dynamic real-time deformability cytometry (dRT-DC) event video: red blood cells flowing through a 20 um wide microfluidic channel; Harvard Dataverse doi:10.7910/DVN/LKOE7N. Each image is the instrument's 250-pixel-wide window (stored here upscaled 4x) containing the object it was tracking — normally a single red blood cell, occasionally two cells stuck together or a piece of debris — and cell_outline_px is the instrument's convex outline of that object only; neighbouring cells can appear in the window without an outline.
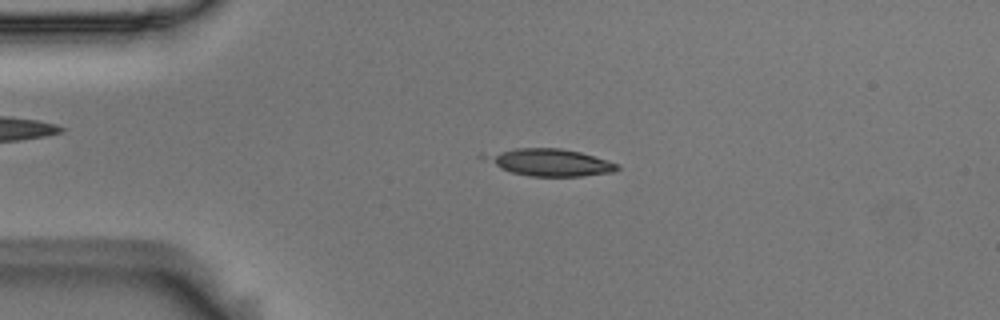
{"species": "Egyptian fruit bat (a non-hibernating species)", "species_latin": "Rousettus aegyptiacus", "temperature_condition": "room temperature", "stored_images_in_passage": 18, "camera_frame_rate_fps": 3000, "um_per_image_px": 0.085, "animal": {"sex": "male"}, "frame": {"image": 1, "passage_image": 5, "time_ms": 1.333, "image_size_px": [1000, 320], "cell_outline_px": [[620, 168], [612, 172], [580, 176], [532, 176], [512, 172], [500, 168], [480, 160], [476, 156], [480, 152], [516, 148], [560, 148], [580, 152], [620, 164]], "centroid_in_image_um": [46.55, 13.78], "position_along_channel_um": 38.4, "area_um2": 21.39}}
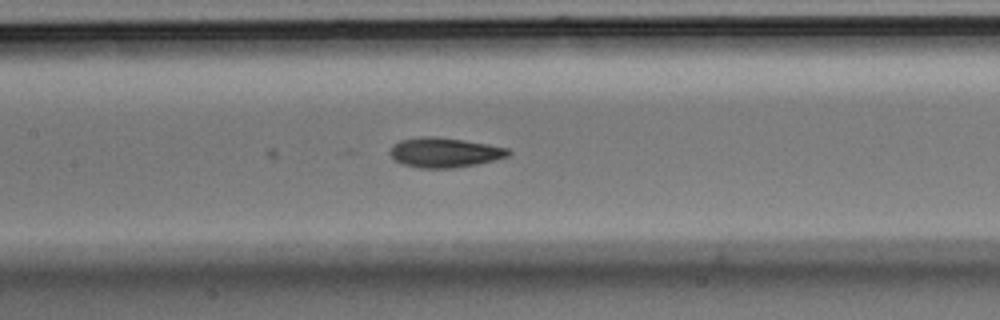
{"frame": {"image": 2, "passage_image": 18, "time_ms": 5.667, "image_size_px": [1000, 320], "cell_outline_px": [[512, 152], [508, 156], [476, 164], [452, 168], [420, 168], [400, 164], [392, 160], [388, 152], [392, 144], [400, 140], [420, 136], [436, 136], [464, 140], [488, 144], [508, 148]], "centroid_in_image_um": [37.7, 12.95], "position_along_channel_um": 169.7, "area_um2": 20.81}}